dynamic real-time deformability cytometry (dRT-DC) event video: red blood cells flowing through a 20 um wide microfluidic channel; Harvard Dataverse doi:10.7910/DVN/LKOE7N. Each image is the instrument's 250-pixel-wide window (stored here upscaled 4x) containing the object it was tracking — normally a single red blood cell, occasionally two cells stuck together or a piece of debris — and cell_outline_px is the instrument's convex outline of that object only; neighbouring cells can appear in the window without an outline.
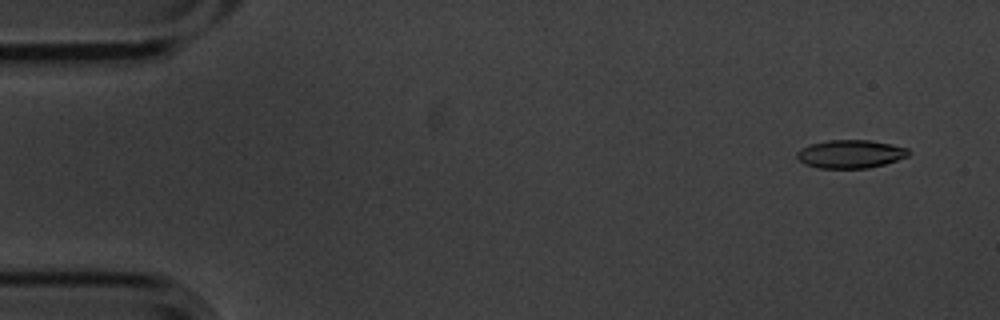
{"species": "common noctule bat (a hibernating species)", "species_latin": "Nyctalus noctula", "temperature_condition": "cold", "stored_images_in_passage": 9, "camera_frame_rate_fps": 3000, "um_per_image_px": 0.085, "animal": {"sex": "male", "body_mass_g": 20.1, "forearm_length_mm": 53.5}, "frame": {"image": 1, "passage_image": 2, "time_ms": 0.333, "image_size_px": [1000, 320], "cell_outline_px": [[908, 156], [884, 164], [868, 168], [816, 168], [804, 164], [796, 156], [796, 152], [800, 148], [812, 144], [828, 140], [868, 140], [892, 144], [908, 148]], "centroid_in_image_um": [72.26, 13.09], "position_along_channel_um": 12.7, "area_um2": 18.32}}
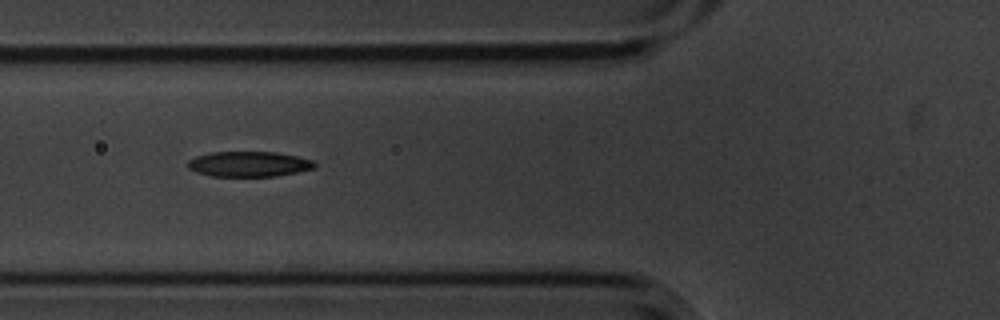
{"frame": {"image": 2, "passage_image": 7, "time_ms": 2.0, "image_size_px": [1000, 320], "cell_outline_px": [[316, 168], [276, 176], [212, 176], [196, 172], [188, 168], [188, 160], [196, 156], [208, 152], [276, 152], [296, 156], [312, 160], [316, 164]], "centroid_in_image_um": [21.14, 13.94], "position_along_channel_um": 104.7, "area_um2": 18.67}}
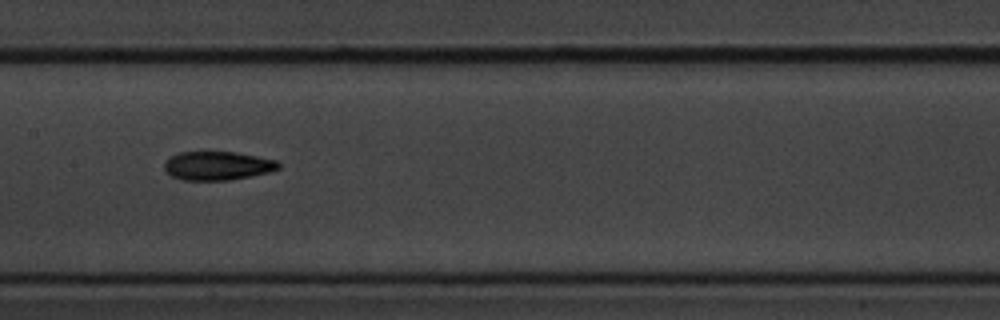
{"frame": {"image": 3, "passage_image": 9, "time_ms": 2.667, "image_size_px": [1000, 320], "cell_outline_px": [[280, 168], [268, 172], [228, 180], [184, 180], [172, 176], [164, 168], [164, 164], [172, 156], [180, 152], [236, 152], [276, 160], [280, 164]], "centroid_in_image_um": [18.5, 14.08], "position_along_channel_um": 188.9, "area_um2": 18.79}}